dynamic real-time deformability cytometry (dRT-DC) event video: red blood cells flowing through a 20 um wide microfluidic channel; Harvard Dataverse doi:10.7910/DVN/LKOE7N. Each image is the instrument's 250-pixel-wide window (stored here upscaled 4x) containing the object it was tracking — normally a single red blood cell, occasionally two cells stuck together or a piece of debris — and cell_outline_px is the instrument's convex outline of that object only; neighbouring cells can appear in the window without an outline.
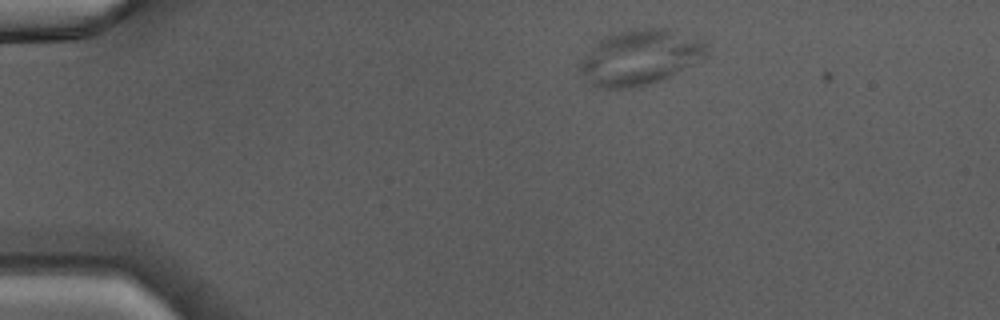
{"species": "Egyptian fruit bat (a non-hibernating species)", "species_latin": "Rousettus aegyptiacus", "temperature_condition": "warm", "stored_images_in_passage": 3, "camera_frame_rate_fps": 3000, "um_per_image_px": 0.085, "animal": {"sex": "male"}, "frame": {"image": 1, "passage_image": 1, "time_ms": 0.0, "image_size_px": [1000, 320], "cell_outline_px": [[708, 56], [660, 80], [648, 84], [632, 88], [596, 88], [584, 80], [580, 68], [580, 60], [600, 40], [608, 36], [620, 32], [640, 28], [664, 28], [700, 40], [708, 44]], "centroid_in_image_um": [54.38, 4.9], "position_along_channel_um": 30.6, "area_um2": 40.11}}